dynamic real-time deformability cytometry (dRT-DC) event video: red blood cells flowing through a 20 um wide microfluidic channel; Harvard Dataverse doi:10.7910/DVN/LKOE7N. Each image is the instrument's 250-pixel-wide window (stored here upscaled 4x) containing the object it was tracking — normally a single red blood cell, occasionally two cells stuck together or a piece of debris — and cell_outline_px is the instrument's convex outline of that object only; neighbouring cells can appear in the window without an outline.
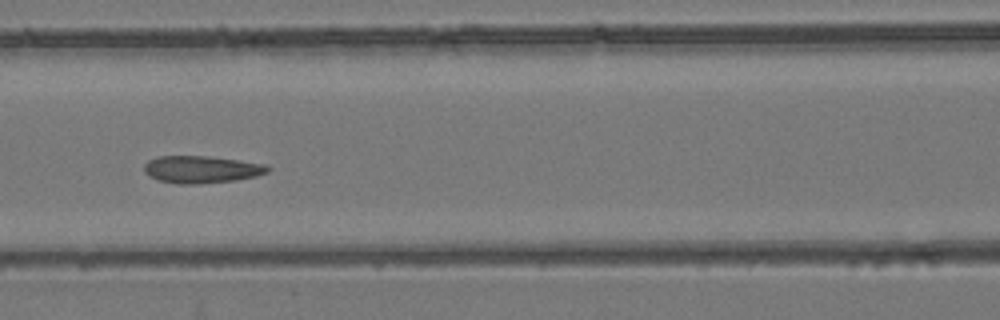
{"species": "common noctule bat (a hibernating species)", "species_latin": "Nyctalus noctula", "temperature_condition": "room temperature", "stored_images_in_passage": 6, "camera_frame_rate_fps": 3000, "um_per_image_px": 0.085, "animal": {"sex": "female", "body_mass_g": 24.6, "forearm_length_mm": 56.2}, "frame": {"image": 1, "passage_image": 5, "time_ms": 4.667, "image_size_px": [1000, 320], "cell_outline_px": [[272, 168], [268, 172], [256, 176], [236, 180], [200, 184], [176, 184], [156, 180], [148, 176], [144, 172], [144, 164], [148, 160], [156, 156], [208, 156], [268, 164]], "centroid_in_image_um": [17.11, 14.4], "position_along_channel_um": 149.5, "area_um2": 20.0}}
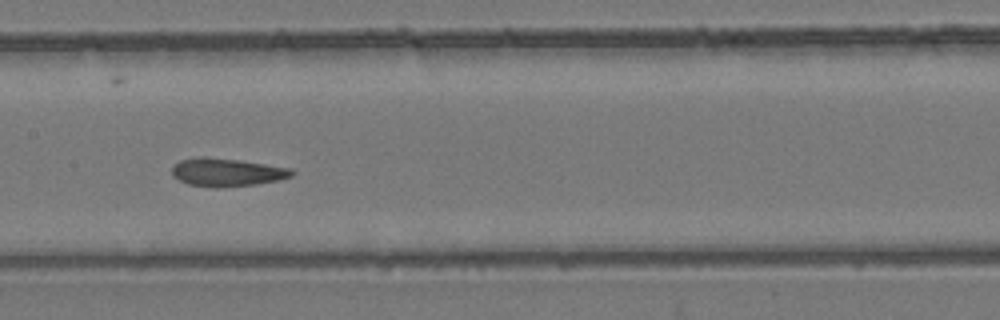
{"frame": {"image": 2, "passage_image": 6, "time_ms": 5.667, "image_size_px": [1000, 320], "cell_outline_px": [[296, 172], [292, 176], [280, 180], [256, 184], [220, 188], [216, 188], [188, 184], [172, 176], [172, 164], [180, 160], [200, 156], [204, 156], [236, 160], [292, 168]], "centroid_in_image_um": [19.27, 14.65], "position_along_channel_um": 188.1, "area_um2": 19.77}}